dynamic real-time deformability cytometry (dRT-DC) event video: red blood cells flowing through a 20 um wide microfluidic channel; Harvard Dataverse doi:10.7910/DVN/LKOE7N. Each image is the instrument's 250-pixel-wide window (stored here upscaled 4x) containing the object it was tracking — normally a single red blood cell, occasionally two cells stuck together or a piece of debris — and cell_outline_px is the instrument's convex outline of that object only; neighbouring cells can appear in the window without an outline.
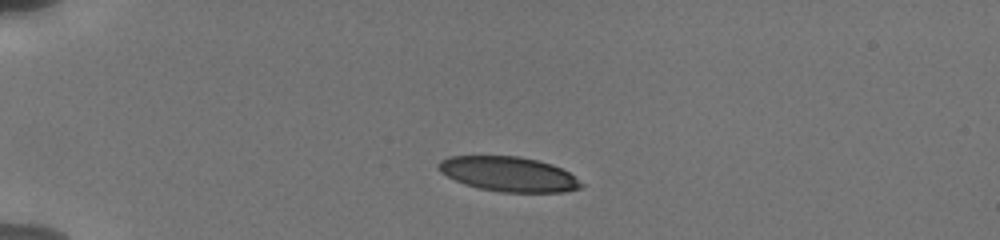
{"species": "human", "species_latin": "Homo sapiens", "temperature_condition": "cold", "stored_images_in_passage": 22, "camera_frame_rate_fps": 3000, "um_per_image_px": 0.085, "donor": {"sex": "male"}, "frame": {"image": 1, "passage_image": 1, "time_ms": 0.0, "image_size_px": [1000, 240], "cell_outline_px": [[584, 184], [580, 188], [564, 192], [500, 192], [480, 188], [464, 184], [440, 172], [436, 168], [436, 164], [440, 160], [448, 156], [520, 156], [552, 164], [568, 172]], "centroid_in_image_um": [43.2, 14.79], "position_along_channel_um": 41.8, "area_um2": 28.9}}
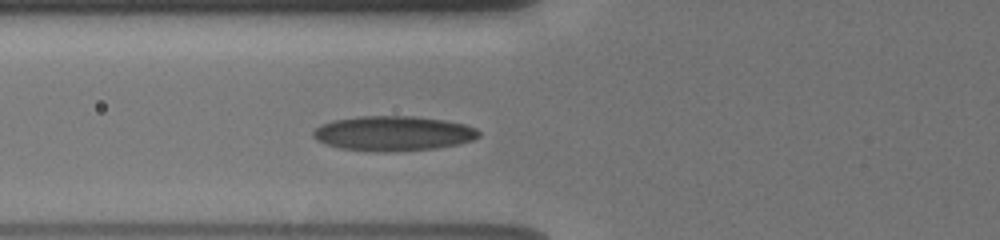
{"frame": {"image": 2, "passage_image": 12, "time_ms": 2.667, "image_size_px": [1000, 240], "cell_outline_px": [[480, 136], [472, 140], [460, 144], [436, 148], [340, 148], [316, 140], [312, 136], [312, 132], [320, 124], [332, 120], [360, 116], [416, 116], [444, 120], [464, 124], [476, 128], [480, 132]], "centroid_in_image_um": [33.45, 11.27], "position_along_channel_um": 92.3, "area_um2": 32.25}}
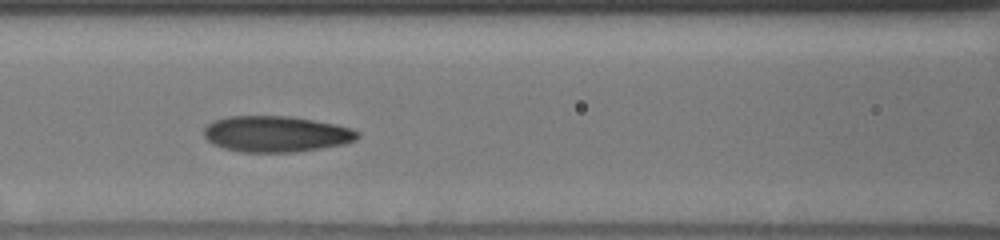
{"frame": {"image": 3, "passage_image": 17, "time_ms": 4.0, "image_size_px": [1000, 240], "cell_outline_px": [[360, 136], [356, 140], [344, 144], [296, 152], [240, 152], [224, 148], [208, 140], [204, 136], [204, 128], [212, 120], [228, 116], [288, 116], [336, 124], [352, 128], [360, 132]], "centroid_in_image_um": [23.49, 11.38], "position_along_channel_um": 143.1, "area_um2": 32.31}}